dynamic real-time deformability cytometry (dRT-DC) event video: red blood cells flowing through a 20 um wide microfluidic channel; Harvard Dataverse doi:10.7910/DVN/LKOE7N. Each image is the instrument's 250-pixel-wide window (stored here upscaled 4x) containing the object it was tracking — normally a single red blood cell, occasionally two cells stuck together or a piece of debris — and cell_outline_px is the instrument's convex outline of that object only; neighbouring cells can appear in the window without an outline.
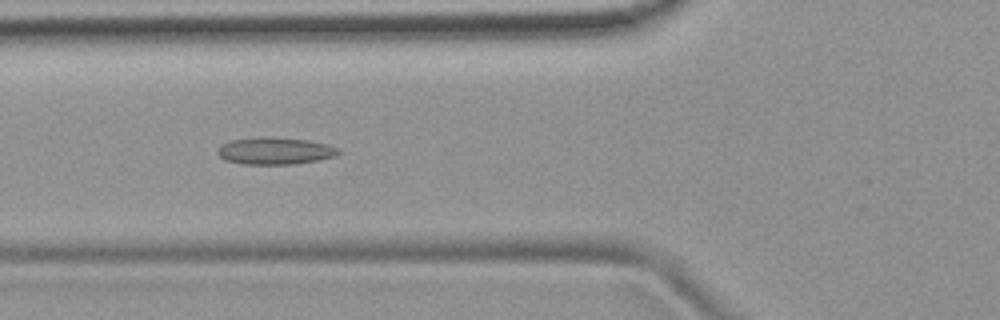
{"species": "common noctule bat (a hibernating species)", "species_latin": "Nyctalus noctula", "temperature_condition": "room temperature", "stored_images_in_passage": 50, "camera_frame_rate_fps": 3000, "um_per_image_px": 0.085, "animal": {"sex": "female", "body_mass_g": 19.9}, "frame": {"image": 1, "passage_image": 18, "time_ms": 5.667, "image_size_px": [1000, 320], "cell_outline_px": [[340, 152], [336, 156], [320, 160], [292, 164], [240, 164], [224, 160], [216, 152], [224, 144], [232, 140], [308, 140], [328, 144], [336, 148]], "centroid_in_image_um": [23.42, 12.89], "position_along_channel_um": 102.4, "area_um2": 17.92}}
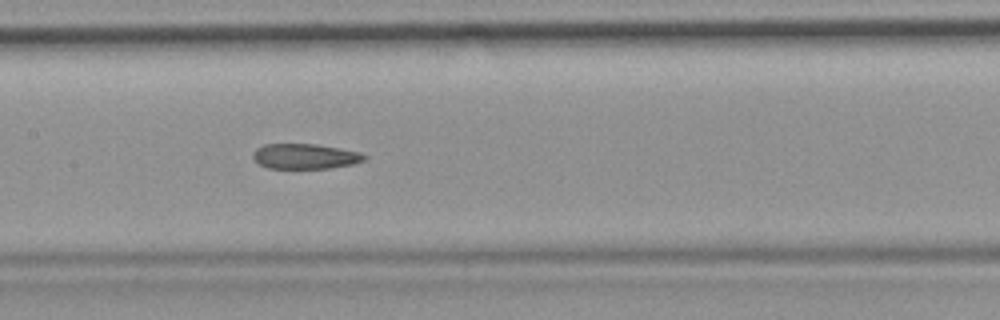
{"frame": {"image": 2, "passage_image": 24, "time_ms": 7.667, "image_size_px": [1000, 320], "cell_outline_px": [[368, 156], [364, 160], [352, 164], [328, 168], [268, 168], [260, 164], [252, 156], [252, 152], [256, 148], [264, 144], [316, 144], [340, 148], [360, 152]], "centroid_in_image_um": [25.92, 13.28], "position_along_channel_um": 181.5, "area_um2": 16.3}}
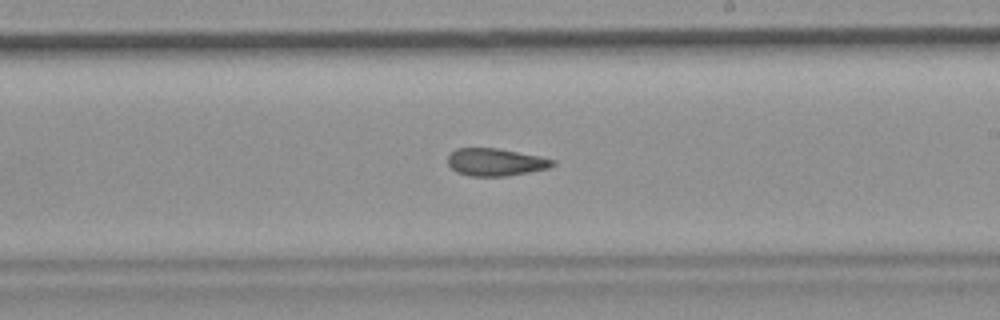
{"frame": {"image": 3, "passage_image": 29, "time_ms": 9.333, "image_size_px": [1000, 320], "cell_outline_px": [[556, 164], [548, 168], [508, 176], [468, 176], [456, 172], [448, 164], [448, 156], [456, 148], [496, 148], [540, 156], [556, 160]], "centroid_in_image_um": [42.13, 13.78], "position_along_channel_um": 246.9, "area_um2": 16.82}, "authors_computed_cell_mechanics": {"area_um2": 17.9469, "velocity_mm_per_s": 3.9469, "shape_relaxation_time_tau1_ms": null, "shape_relaxation_time_tau2_ms": 3.5584, "deformation_change_tau1": null, "deformation_change_tau2": 0.1139}}